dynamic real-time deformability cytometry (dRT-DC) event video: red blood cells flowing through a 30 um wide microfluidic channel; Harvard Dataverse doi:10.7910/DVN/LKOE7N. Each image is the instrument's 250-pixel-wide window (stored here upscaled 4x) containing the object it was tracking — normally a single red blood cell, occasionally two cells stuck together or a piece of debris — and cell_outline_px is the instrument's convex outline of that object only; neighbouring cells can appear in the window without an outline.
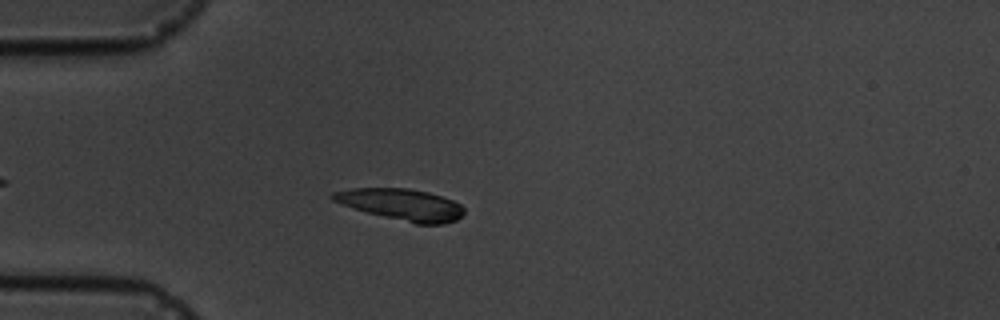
{"species": "common noctule bat (a hibernating species)", "species_latin": "Nyctalus noctula", "temperature_condition": "cold", "stored_images_in_passage": 6, "camera_frame_rate_fps": 3000, "um_per_image_px": 0.085, "animal": {"sex": "male", "body_mass_g": 19.5, "forearm_length_mm": 54.6}, "frame": {"image": 1, "passage_image": 5, "time_ms": 4.667, "image_size_px": [1000, 320], "cell_outline_px": [[464, 212], [456, 220], [444, 224], [416, 224], [352, 208], [332, 200], [328, 196], [332, 192], [352, 188], [408, 188], [428, 192], [452, 200], [460, 204], [464, 208]], "centroid_in_image_um": [34.11, 17.38], "position_along_channel_um": 50.9, "area_um2": 23.93}}